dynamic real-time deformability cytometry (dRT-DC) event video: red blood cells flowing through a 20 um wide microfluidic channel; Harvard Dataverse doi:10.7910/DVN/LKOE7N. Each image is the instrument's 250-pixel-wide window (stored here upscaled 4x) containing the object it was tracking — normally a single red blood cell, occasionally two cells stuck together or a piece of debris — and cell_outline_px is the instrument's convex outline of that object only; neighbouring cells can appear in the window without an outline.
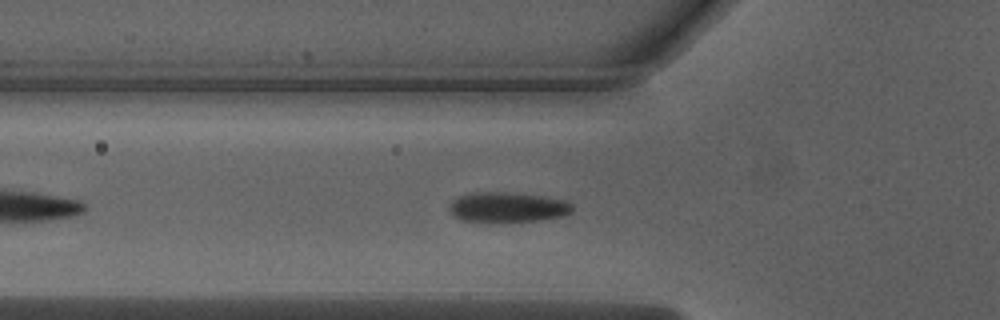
{"species": "Egyptian fruit bat (a non-hibernating species)", "species_latin": "Rousettus aegyptiacus", "temperature_condition": "warm", "stored_images_in_passage": 29, "camera_frame_rate_fps": 3000, "um_per_image_px": 0.085, "animal": {"sex": "male"}, "frame": {"image": 1, "passage_image": 8, "time_ms": 2.333, "image_size_px": [1000, 320], "cell_outline_px": [[572, 212], [568, 216], [540, 220], [504, 224], [500, 224], [460, 220], [448, 208], [448, 204], [452, 200], [460, 196], [476, 192], [504, 192], [540, 196], [564, 200], [572, 204]], "centroid_in_image_um": [43.15, 17.66], "position_along_channel_um": 82.7, "area_um2": 22.2}}
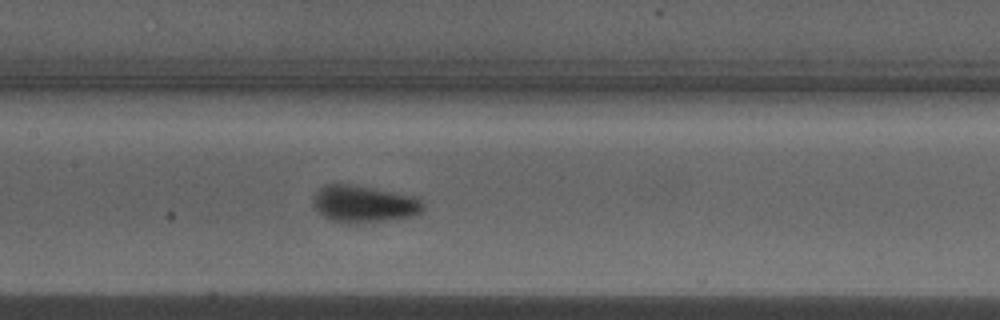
{"frame": {"image": 2, "passage_image": 15, "time_ms": 4.667, "image_size_px": [1000, 320], "cell_outline_px": [[424, 208], [420, 212], [408, 216], [388, 220], [356, 224], [340, 224], [324, 216], [312, 204], [312, 196], [324, 184], [348, 184], [372, 188], [416, 196], [424, 204]], "centroid_in_image_um": [30.89, 17.34], "position_along_channel_um": 176.5, "area_um2": 23.76}}
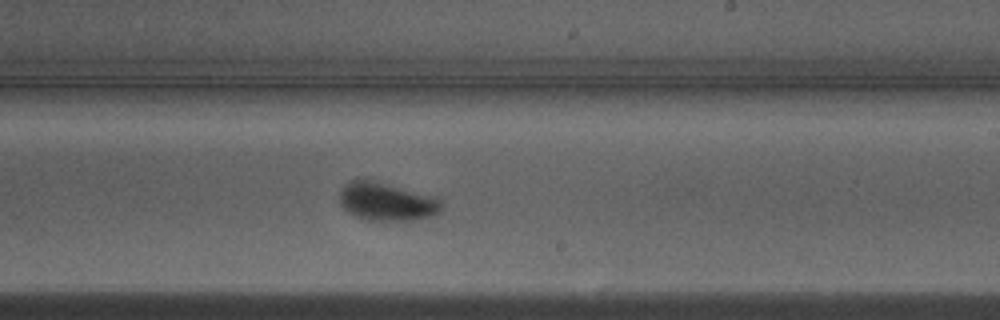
{"frame": {"image": 3, "passage_image": 21, "time_ms": 6.667, "image_size_px": [1000, 320], "cell_outline_px": [[440, 212], [436, 216], [420, 220], [364, 220], [348, 212], [340, 204], [340, 188], [348, 180], [368, 176], [440, 196]], "centroid_in_image_um": [32.9, 17.06], "position_along_channel_um": 256.1, "area_um2": 24.28}, "authors_computed_cell_mechanics": {"area_um2": 22.7732, "velocity_mm_per_s": 4.0008, "shape_relaxation_time_tau1_ms": 4.3783, "shape_relaxation_time_tau2_ms": null, "deformation_change_tau1": 0.1839, "deformation_change_tau2": null}}